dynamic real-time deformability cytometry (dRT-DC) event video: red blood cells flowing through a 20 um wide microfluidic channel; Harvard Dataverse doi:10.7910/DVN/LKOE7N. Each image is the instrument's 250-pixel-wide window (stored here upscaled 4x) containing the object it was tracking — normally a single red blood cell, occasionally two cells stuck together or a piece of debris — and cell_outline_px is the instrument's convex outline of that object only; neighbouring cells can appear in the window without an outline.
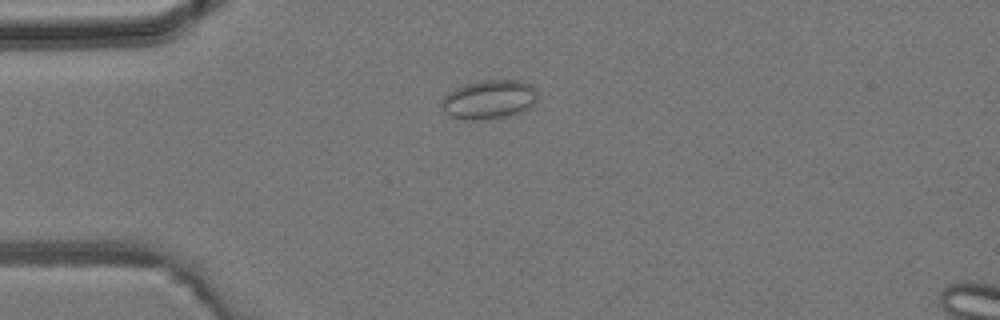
{"species": "common noctule bat (a hibernating species)", "species_latin": "Nyctalus noctula", "temperature_condition": "room temperature", "stored_images_in_passage": 3, "camera_frame_rate_fps": 3000, "um_per_image_px": 0.085, "animal": {"sex": "male", "body_mass_g": 19.2, "forearm_length_mm": 51.8}, "frame": {"image": 1, "passage_image": 2, "time_ms": 1.333, "image_size_px": [1000, 320], "cell_outline_px": [[536, 100], [532, 108], [508, 116], [472, 120], [448, 116], [444, 112], [440, 100], [448, 92], [464, 84], [480, 80], [520, 80], [532, 84], [536, 88]], "centroid_in_image_um": [41.58, 8.44], "position_along_channel_um": 43.4, "area_um2": 22.02}}